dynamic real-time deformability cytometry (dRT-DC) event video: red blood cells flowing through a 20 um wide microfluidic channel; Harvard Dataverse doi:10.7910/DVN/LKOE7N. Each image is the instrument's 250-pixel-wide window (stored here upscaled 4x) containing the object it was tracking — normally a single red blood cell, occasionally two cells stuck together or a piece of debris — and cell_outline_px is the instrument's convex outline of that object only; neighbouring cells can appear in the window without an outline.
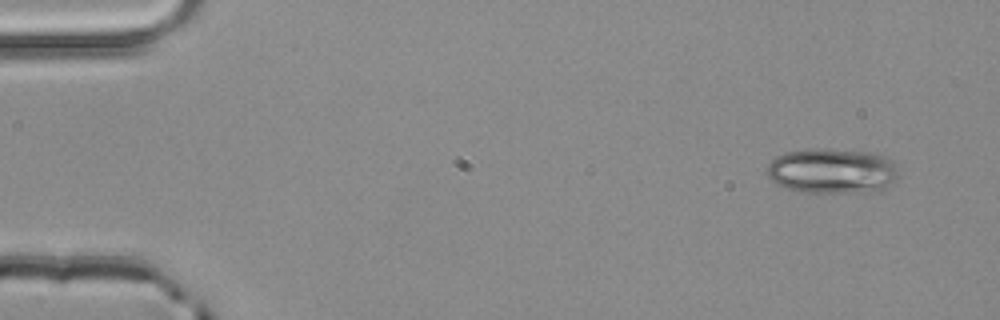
{"species": "common noctule bat (a hibernating species)", "species_latin": "Nyctalus noctula", "temperature_condition": "room temperature", "stored_images_in_passage": 4, "camera_frame_rate_fps": 3000, "um_per_image_px": 0.085, "animal": {"sex": "male", "body_mass_g": 20.4}, "frame": {"image": 1, "passage_image": 1, "time_ms": 0.0, "image_size_px": [1000, 320], "cell_outline_px": [[896, 176], [880, 192], [796, 192], [776, 184], [768, 176], [768, 164], [776, 156], [788, 152], [816, 148], [820, 148], [872, 152], [888, 156], [896, 164]], "centroid_in_image_um": [70.73, 14.53], "position_along_channel_um": 14.3, "area_um2": 34.74}}